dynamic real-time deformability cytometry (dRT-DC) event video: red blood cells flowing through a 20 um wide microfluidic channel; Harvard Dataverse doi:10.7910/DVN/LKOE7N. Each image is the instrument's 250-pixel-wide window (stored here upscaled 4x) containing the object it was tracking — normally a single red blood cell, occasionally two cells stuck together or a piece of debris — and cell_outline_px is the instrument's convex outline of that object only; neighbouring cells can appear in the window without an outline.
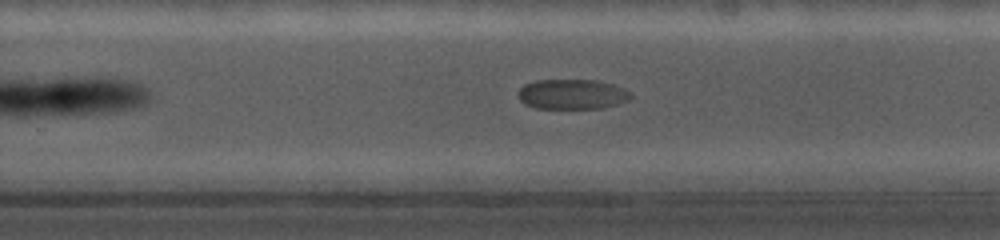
{"species": "common noctule bat (a hibernating species)", "species_latin": "Nyctalus noctula", "temperature_condition": "cold", "stored_images_in_passage": 21, "camera_frame_rate_fps": 5000, "um_per_image_px": 0.085, "animal": {"sex": "female", "body_mass_g": 19.0, "forearm_length_mm": 56.7}, "frame": {"image": 1, "passage_image": 14, "time_ms": 5.8, "image_size_px": [1000, 240], "cell_outline_px": [[628, 100], [604, 108], [536, 108], [524, 104], [520, 100], [520, 88], [524, 84], [536, 80], [588, 80], [608, 84], [628, 92]], "centroid_in_image_um": [48.53, 8.02], "position_along_channel_um": 281.3, "area_um2": 19.02}}
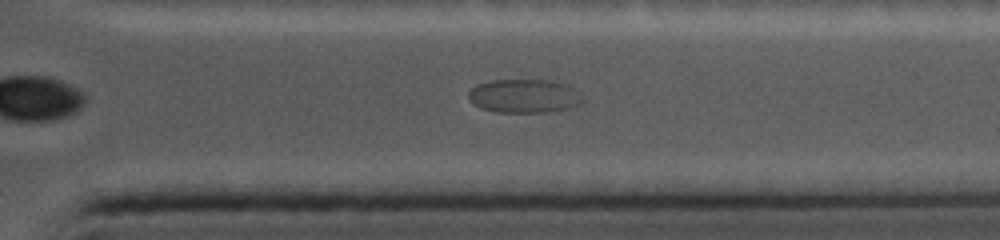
{"frame": {"image": 2, "passage_image": 19, "time_ms": 8.2, "image_size_px": [1000, 240], "cell_outline_px": [[580, 104], [572, 108], [548, 112], [496, 112], [484, 108], [476, 104], [468, 96], [468, 92], [472, 88], [480, 84], [496, 80], [544, 80], [556, 84], [580, 100]], "centroid_in_image_um": [44.4, 8.2], "position_along_channel_um": 367.0, "area_um2": 20.87}}